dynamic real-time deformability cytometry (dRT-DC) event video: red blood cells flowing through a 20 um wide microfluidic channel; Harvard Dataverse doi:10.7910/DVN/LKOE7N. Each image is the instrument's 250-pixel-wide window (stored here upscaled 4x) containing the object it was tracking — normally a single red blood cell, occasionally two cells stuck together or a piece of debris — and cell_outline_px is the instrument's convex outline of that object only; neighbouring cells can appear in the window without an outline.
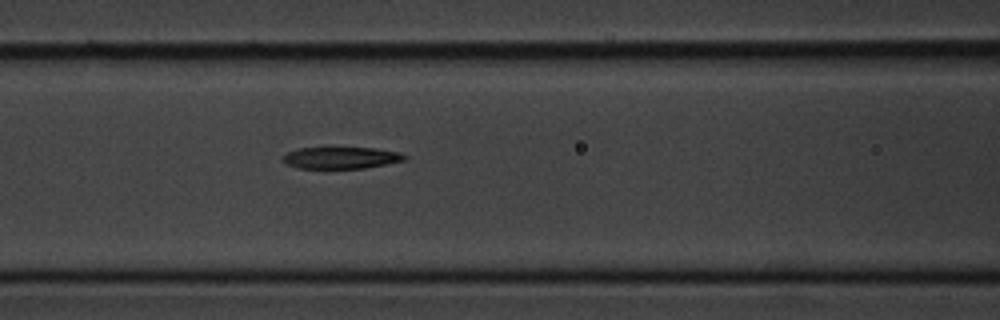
{"species": "common noctule bat (a hibernating species)", "species_latin": "Nyctalus noctula", "temperature_condition": "cold", "stored_images_in_passage": 6, "camera_frame_rate_fps": 3000, "um_per_image_px": 0.085, "animal": {"sex": "male", "body_mass_g": 20.1, "forearm_length_mm": 53.5}, "frame": {"image": 1, "passage_image": 6, "time_ms": 7.0, "image_size_px": [1000, 320], "cell_outline_px": [[408, 156], [404, 160], [364, 168], [300, 168], [288, 164], [284, 160], [284, 156], [288, 152], [296, 148], [376, 148], [400, 152]], "centroid_in_image_um": [29.03, 13.4], "position_along_channel_um": 137.6, "area_um2": 15.14}}